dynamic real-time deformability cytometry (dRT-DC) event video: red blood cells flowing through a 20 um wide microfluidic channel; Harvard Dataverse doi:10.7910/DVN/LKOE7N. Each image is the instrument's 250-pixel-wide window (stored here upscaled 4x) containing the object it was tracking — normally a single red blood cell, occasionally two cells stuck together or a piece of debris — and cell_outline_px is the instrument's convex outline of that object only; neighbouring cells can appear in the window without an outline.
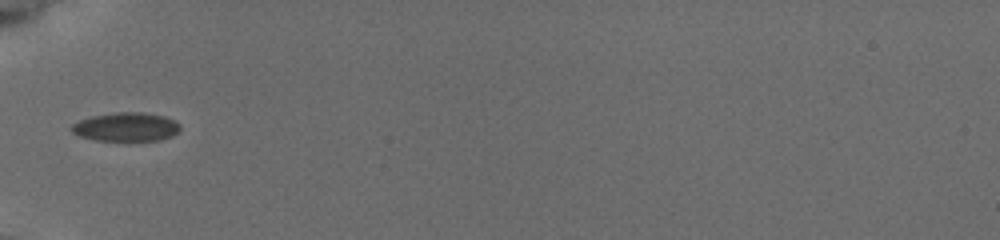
{"species": "common noctule bat (a hibernating species)", "species_latin": "Nyctalus noctula", "temperature_condition": "cold", "stored_images_in_passage": 2, "camera_frame_rate_fps": 3000, "um_per_image_px": 0.085, "animal": {"sex": "female", "body_mass_g": 19.5, "forearm_length_mm": 54.1}, "frame": {"image": 1, "passage_image": 1, "time_ms": 0.0, "image_size_px": [1000, 240], "cell_outline_px": [[180, 128], [172, 136], [160, 140], [96, 140], [80, 136], [72, 132], [72, 124], [80, 120], [92, 116], [116, 112], [144, 112], [164, 116], [180, 124]], "centroid_in_image_um": [10.72, 10.78], "position_along_channel_um": 74.3, "area_um2": 17.98}}